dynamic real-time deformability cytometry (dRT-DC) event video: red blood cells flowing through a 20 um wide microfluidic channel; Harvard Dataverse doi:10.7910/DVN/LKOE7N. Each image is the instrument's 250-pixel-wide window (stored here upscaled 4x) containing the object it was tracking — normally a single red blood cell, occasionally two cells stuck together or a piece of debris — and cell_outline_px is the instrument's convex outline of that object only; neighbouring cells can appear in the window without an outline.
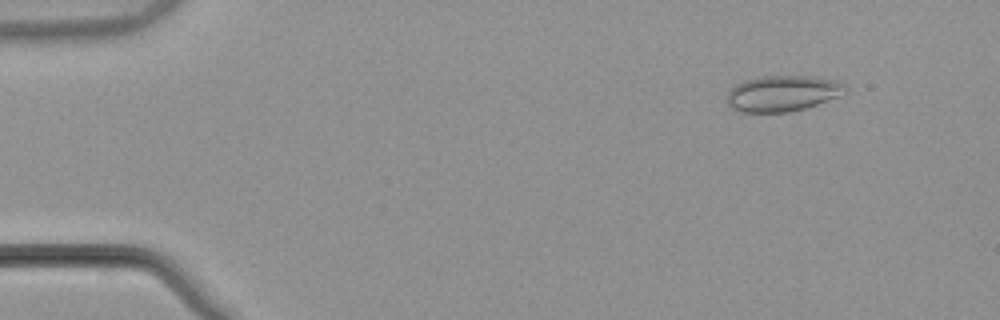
{"species": "common noctule bat (a hibernating species)", "species_latin": "Nyctalus noctula", "temperature_condition": "warm", "stored_images_in_passage": 11, "camera_frame_rate_fps": 3000, "um_per_image_px": 0.085, "animal": {"sex": "male", "body_mass_g": 21.5, "forearm_length_mm": 52.0}, "frame": {"image": 1, "passage_image": 2, "time_ms": 0.333, "image_size_px": [1000, 320], "cell_outline_px": [[848, 92], [840, 96], [804, 108], [788, 112], [744, 112], [732, 108], [728, 104], [728, 92], [736, 84], [744, 80], [760, 76], [816, 76], [836, 80], [844, 84], [848, 88]], "centroid_in_image_um": [66.56, 7.92], "position_along_channel_um": 18.4, "area_um2": 24.8}}